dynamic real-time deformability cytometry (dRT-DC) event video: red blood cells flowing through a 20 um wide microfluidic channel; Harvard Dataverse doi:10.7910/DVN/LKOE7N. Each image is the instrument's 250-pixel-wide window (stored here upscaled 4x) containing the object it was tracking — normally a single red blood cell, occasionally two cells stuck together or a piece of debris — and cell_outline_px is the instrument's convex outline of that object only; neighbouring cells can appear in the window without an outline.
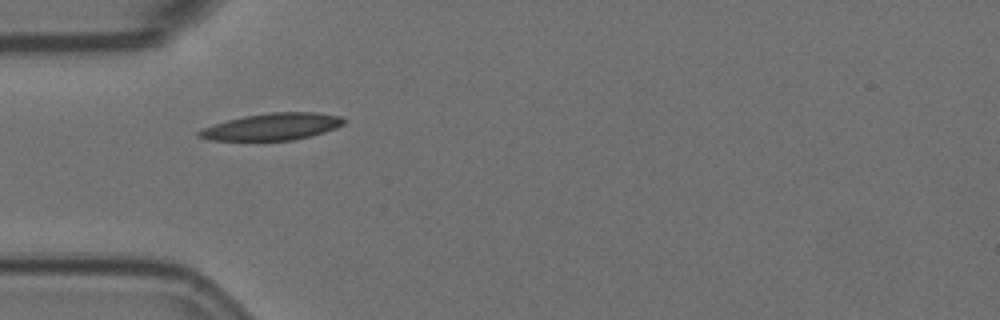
{"species": "Egyptian fruit bat (a non-hibernating species)", "species_latin": "Rousettus aegyptiacus", "temperature_condition": "room temperature", "stored_images_in_passage": 7, "camera_frame_rate_fps": 3000, "um_per_image_px": 0.085, "animal": {"sex": "female"}, "frame": {"image": 1, "passage_image": 1, "time_ms": 0.0, "image_size_px": [1000, 320], "cell_outline_px": [[348, 120], [344, 124], [336, 128], [324, 132], [292, 140], [208, 140], [196, 136], [196, 132], [204, 128], [228, 120], [244, 116], [272, 112], [316, 112], [340, 116]], "centroid_in_image_um": [23.16, 10.76], "position_along_channel_um": 61.8, "area_um2": 22.54}}
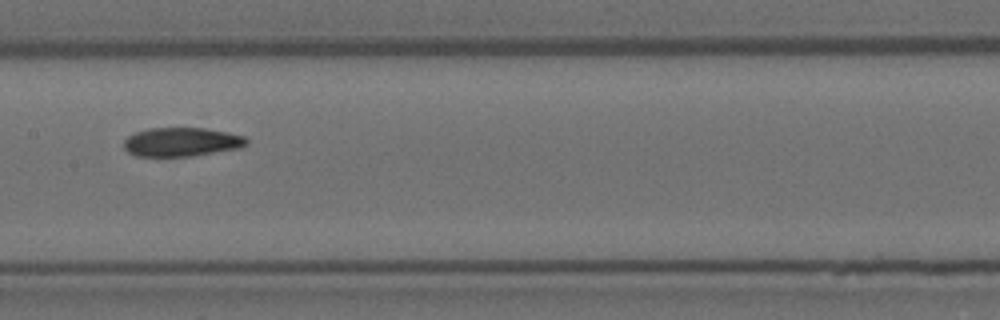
{"frame": {"image": 2, "passage_image": 4, "time_ms": 1.0, "image_size_px": [1000, 320], "cell_outline_px": [[248, 144], [240, 148], [192, 156], [136, 156], [128, 152], [124, 148], [124, 140], [128, 136], [136, 132], [148, 128], [204, 128], [228, 132], [244, 136], [248, 140]], "centroid_in_image_um": [15.44, 12.07], "position_along_channel_um": 192.0, "area_um2": 20.69}}
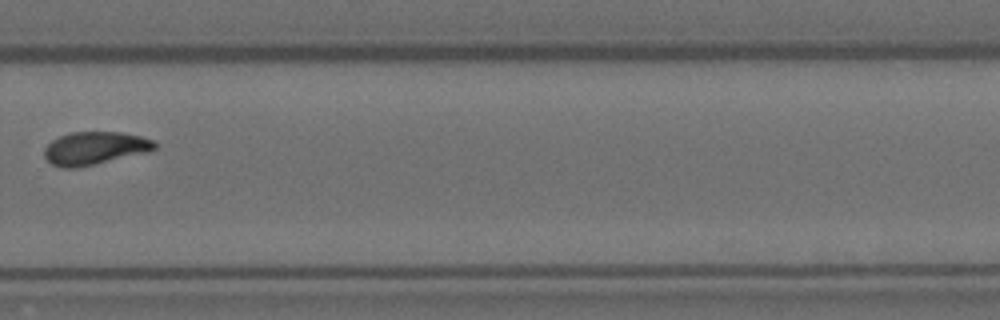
{"frame": {"image": 3, "passage_image": 7, "time_ms": 2.0, "image_size_px": [1000, 320], "cell_outline_px": [[156, 148], [148, 152], [76, 168], [60, 168], [52, 164], [44, 156], [44, 148], [52, 140], [60, 136], [72, 132], [124, 132], [140, 136], [152, 140], [156, 144]], "centroid_in_image_um": [8.04, 12.59], "position_along_channel_um": 321.8, "area_um2": 21.1}}